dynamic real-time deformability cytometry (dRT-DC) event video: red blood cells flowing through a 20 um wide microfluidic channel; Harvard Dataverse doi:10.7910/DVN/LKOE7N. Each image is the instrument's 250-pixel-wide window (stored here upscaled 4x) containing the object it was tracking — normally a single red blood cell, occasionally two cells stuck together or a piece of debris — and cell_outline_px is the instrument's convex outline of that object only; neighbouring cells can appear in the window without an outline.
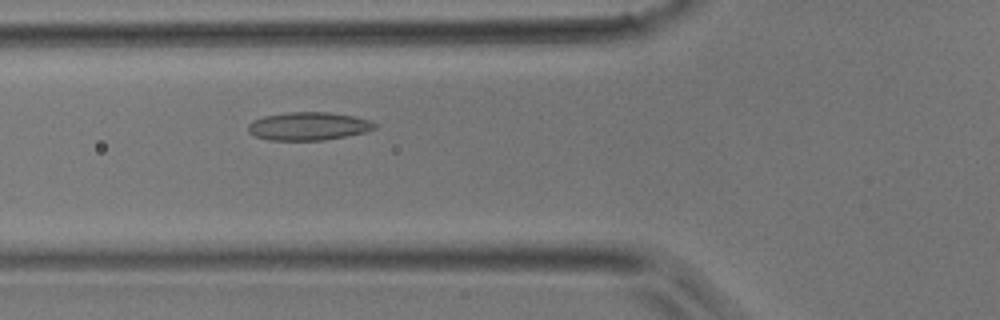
{"species": "common noctule bat (a hibernating species)", "species_latin": "Nyctalus noctula", "temperature_condition": "room temperature", "stored_images_in_passage": 38, "camera_frame_rate_fps": 3000, "um_per_image_px": 0.085, "animal": {"sex": "male", "body_mass_g": 17.9}, "frame": {"image": 1, "passage_image": 10, "time_ms": 3.0, "image_size_px": [1000, 320], "cell_outline_px": [[376, 128], [368, 132], [324, 140], [268, 140], [256, 136], [248, 132], [248, 124], [252, 120], [264, 116], [288, 112], [328, 112], [352, 116], [372, 120], [376, 124]], "centroid_in_image_um": [26.23, 10.72], "position_along_channel_um": 99.6, "area_um2": 20.87}}
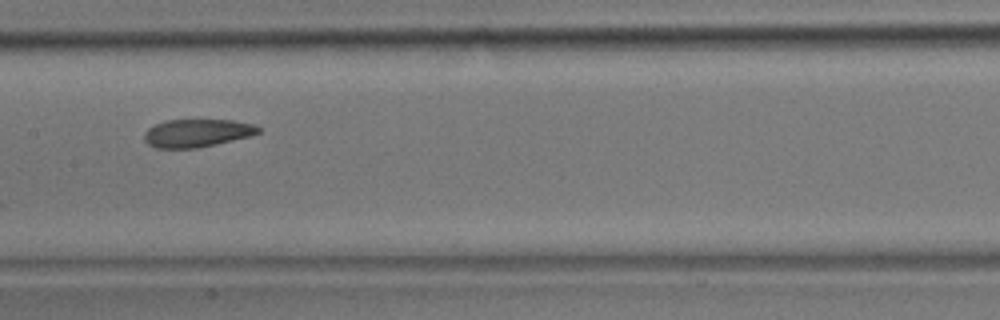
{"frame": {"image": 2, "passage_image": 16, "time_ms": 5.0, "image_size_px": [1000, 320], "cell_outline_px": [[260, 132], [252, 136], [196, 148], [156, 148], [148, 144], [144, 140], [144, 132], [148, 128], [164, 120], [232, 120], [252, 124], [260, 128]], "centroid_in_image_um": [16.73, 11.31], "position_along_channel_um": 190.7, "area_um2": 18.55}}
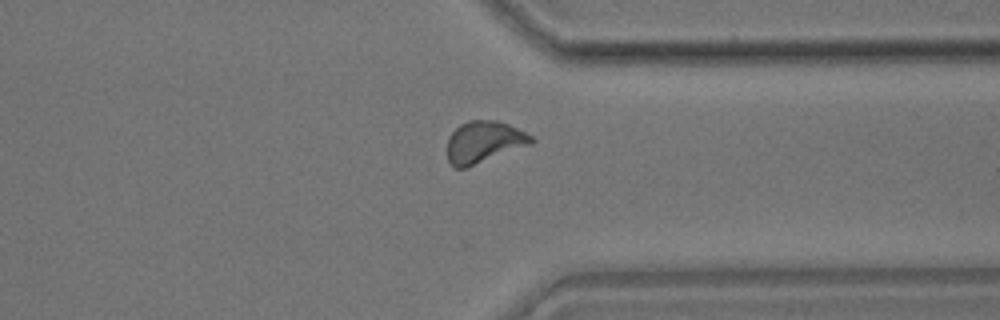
{"frame": {"image": 3, "passage_image": 28, "time_ms": 9.0, "image_size_px": [1000, 320], "cell_outline_px": [[536, 140], [532, 144], [468, 168], [456, 168], [448, 160], [448, 136], [460, 124], [468, 120], [496, 120], [508, 124], [532, 136]], "centroid_in_image_um": [41.14, 12.08], "position_along_channel_um": 370.3, "area_um2": 20.58}}